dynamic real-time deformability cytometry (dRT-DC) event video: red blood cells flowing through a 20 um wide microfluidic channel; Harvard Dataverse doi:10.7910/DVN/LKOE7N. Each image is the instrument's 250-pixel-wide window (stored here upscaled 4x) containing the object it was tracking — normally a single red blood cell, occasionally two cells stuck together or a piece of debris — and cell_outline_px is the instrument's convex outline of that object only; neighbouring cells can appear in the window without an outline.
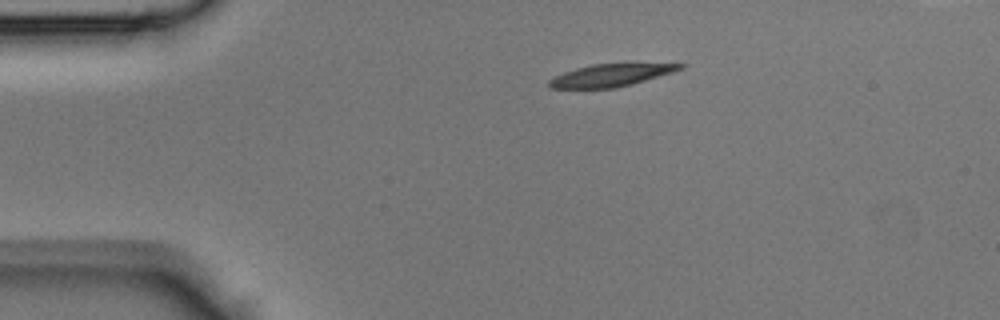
{"species": "Egyptian fruit bat (a non-hibernating species)", "species_latin": "Rousettus aegyptiacus", "temperature_condition": "room temperature", "stored_images_in_passage": 36, "camera_frame_rate_fps": 3000, "um_per_image_px": 0.085, "animal": {"sex": "male"}, "frame": {"image": 1, "passage_image": 1, "time_ms": 0.0, "image_size_px": [1000, 320], "cell_outline_px": [[688, 64], [684, 68], [672, 72], [632, 84], [616, 88], [548, 88], [548, 80], [564, 72], [576, 68], [592, 64]], "centroid_in_image_um": [51.88, 6.4], "position_along_channel_um": 33.1, "area_um2": 16.82}}
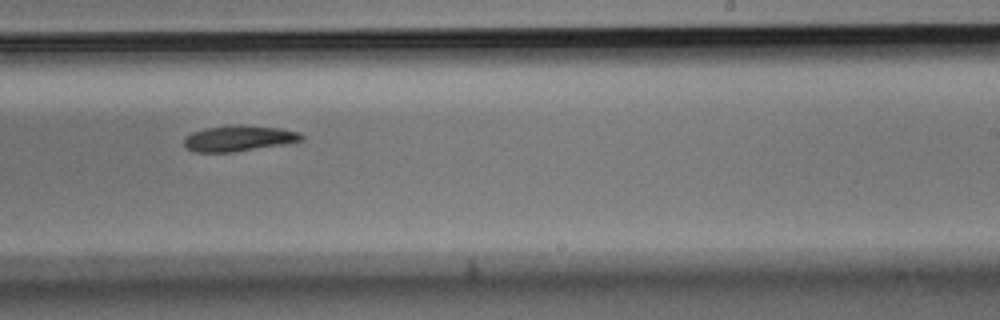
{"frame": {"image": 2, "passage_image": 19, "time_ms": 6.0, "image_size_px": [1000, 320], "cell_outline_px": [[304, 140], [284, 144], [232, 152], [196, 152], [188, 148], [184, 144], [184, 136], [192, 132], [204, 128], [244, 124], [248, 124], [280, 128], [300, 132], [304, 136]], "centroid_in_image_um": [20.32, 11.74], "position_along_channel_um": 268.7, "area_um2": 17.74}}
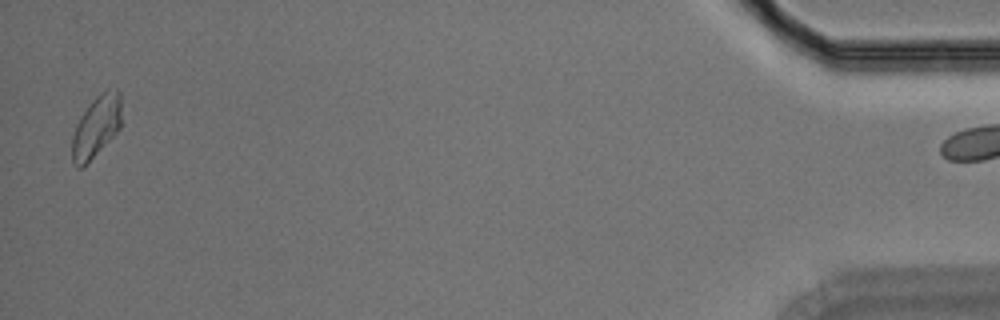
{"frame": {"image": 3, "passage_image": 35, "time_ms": 11.333, "image_size_px": [1000, 320], "cell_outline_px": [[120, 128], [80, 168], [76, 168], [72, 164], [72, 136], [76, 124], [80, 116], [92, 100], [96, 96], [104, 92], [116, 88], [120, 92]], "centroid_in_image_um": [8.15, 10.74], "position_along_channel_um": 427.1, "area_um2": 17.17}}